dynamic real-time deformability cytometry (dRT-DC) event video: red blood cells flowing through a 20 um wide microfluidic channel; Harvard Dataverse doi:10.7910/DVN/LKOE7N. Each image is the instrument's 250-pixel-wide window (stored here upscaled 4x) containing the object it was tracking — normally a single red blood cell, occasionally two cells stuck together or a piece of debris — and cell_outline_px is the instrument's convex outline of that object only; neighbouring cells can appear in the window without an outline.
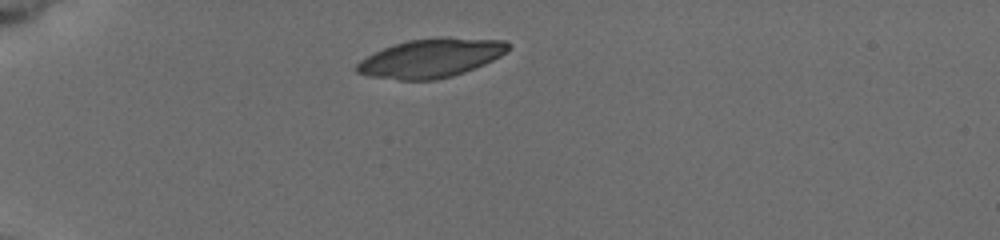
{"species": "common noctule bat (a hibernating species)", "species_latin": "Nyctalus noctula", "temperature_condition": "cold", "stored_images_in_passage": 3, "camera_frame_rate_fps": 3000, "um_per_image_px": 0.085, "animal": {"sex": "female", "body_mass_g": 19.5, "forearm_length_mm": 54.1}, "frame": {"image": 1, "passage_image": 1, "time_ms": 0.0, "image_size_px": [1000, 240], "cell_outline_px": [[508, 48], [500, 56], [484, 64], [464, 72], [452, 76], [436, 80], [400, 80], [368, 76], [356, 72], [356, 64], [360, 60], [392, 44], [408, 40], [436, 36], [448, 36], [504, 40], [508, 44]], "centroid_in_image_um": [36.62, 4.92], "position_along_channel_um": 48.4, "area_um2": 34.39}}